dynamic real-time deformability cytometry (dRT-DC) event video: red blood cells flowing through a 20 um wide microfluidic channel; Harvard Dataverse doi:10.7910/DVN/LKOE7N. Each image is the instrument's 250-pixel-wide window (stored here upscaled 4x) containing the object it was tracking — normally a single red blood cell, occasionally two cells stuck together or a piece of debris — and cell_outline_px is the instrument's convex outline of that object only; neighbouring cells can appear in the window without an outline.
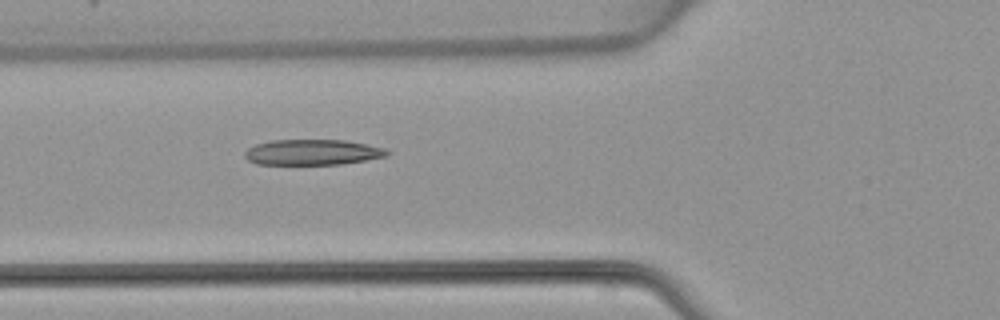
{"species": "common noctule bat (a hibernating species)", "species_latin": "Nyctalus noctula", "temperature_condition": "warm", "stored_images_in_passage": 6, "camera_frame_rate_fps": 3000, "um_per_image_px": 0.085, "animal": {"sex": "female", "body_mass_g": 22.7, "forearm_length_mm": 54.2}, "frame": {"image": 1, "passage_image": 5, "time_ms": 5.0, "image_size_px": [1000, 320], "cell_outline_px": [[392, 152], [388, 156], [340, 164], [256, 164], [248, 160], [244, 156], [244, 152], [248, 148], [256, 144], [272, 140], [344, 140], [384, 148]], "centroid_in_image_um": [26.55, 12.94], "position_along_channel_um": 99.3, "area_um2": 21.1}}